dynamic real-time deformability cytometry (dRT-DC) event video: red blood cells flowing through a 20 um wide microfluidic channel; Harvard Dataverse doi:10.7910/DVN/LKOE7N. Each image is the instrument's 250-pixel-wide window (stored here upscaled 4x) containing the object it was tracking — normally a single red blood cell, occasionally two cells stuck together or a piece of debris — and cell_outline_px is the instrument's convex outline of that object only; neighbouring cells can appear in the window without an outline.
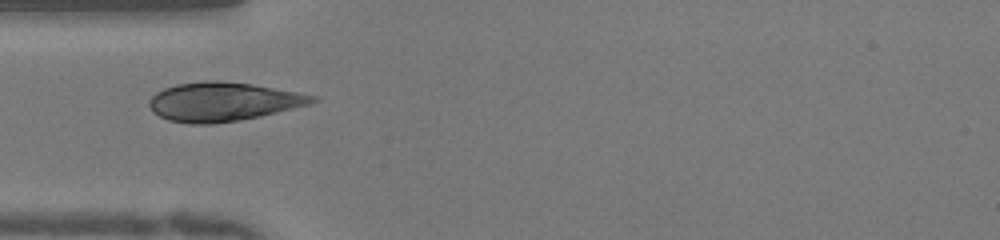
{"species": "human", "species_latin": "Homo sapiens", "temperature_condition": "warm", "stored_images_in_passage": 36, "camera_frame_rate_fps": 3000, "um_per_image_px": 0.085, "donor": {"sex": "female"}, "frame": {"image": 1, "passage_image": 1, "time_ms": 0.0, "image_size_px": [1000, 240], "cell_outline_px": [[320, 100], [308, 104], [260, 116], [240, 120], [212, 124], [192, 124], [168, 120], [152, 112], [148, 104], [148, 100], [156, 92], [164, 88], [176, 84], [204, 80], [220, 80], [252, 84], [320, 96]], "centroid_in_image_um": [18.93, 8.63], "position_along_channel_um": 66.1, "area_um2": 37.11}}
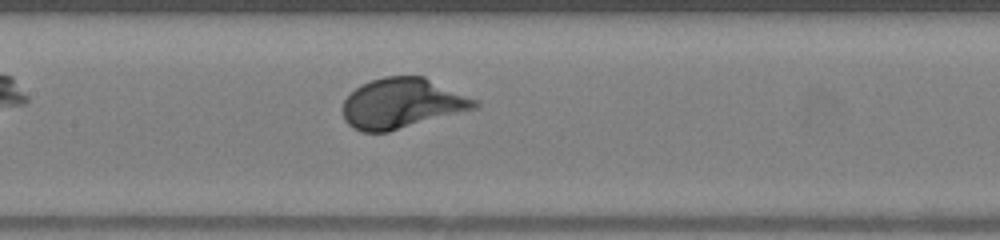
{"frame": {"image": 2, "passage_image": 9, "time_ms": 2.667, "image_size_px": [1000, 240], "cell_outline_px": [[480, 104], [476, 108], [388, 132], [364, 132], [352, 128], [344, 120], [344, 100], [360, 84], [384, 76], [424, 76], [480, 100]], "centroid_in_image_um": [34.21, 8.78], "position_along_channel_um": 173.2, "area_um2": 38.61}}
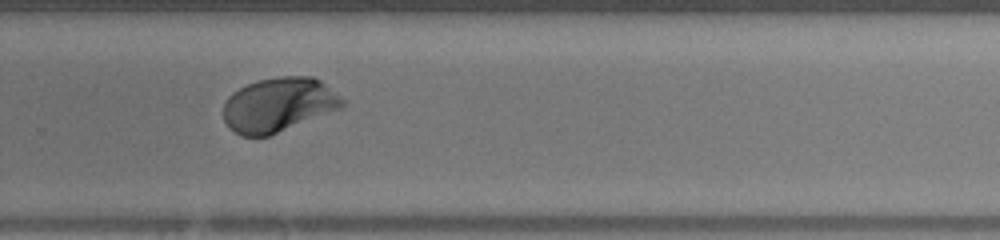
{"frame": {"image": 3, "passage_image": 19, "time_ms": 6.0, "image_size_px": [1000, 240], "cell_outline_px": [[348, 104], [340, 108], [268, 136], [244, 136], [228, 128], [224, 120], [224, 104], [228, 96], [232, 92], [256, 80], [280, 76], [312, 76], [320, 80], [340, 96]], "centroid_in_image_um": [23.67, 8.89], "position_along_channel_um": 306.1, "area_um2": 37.4}}